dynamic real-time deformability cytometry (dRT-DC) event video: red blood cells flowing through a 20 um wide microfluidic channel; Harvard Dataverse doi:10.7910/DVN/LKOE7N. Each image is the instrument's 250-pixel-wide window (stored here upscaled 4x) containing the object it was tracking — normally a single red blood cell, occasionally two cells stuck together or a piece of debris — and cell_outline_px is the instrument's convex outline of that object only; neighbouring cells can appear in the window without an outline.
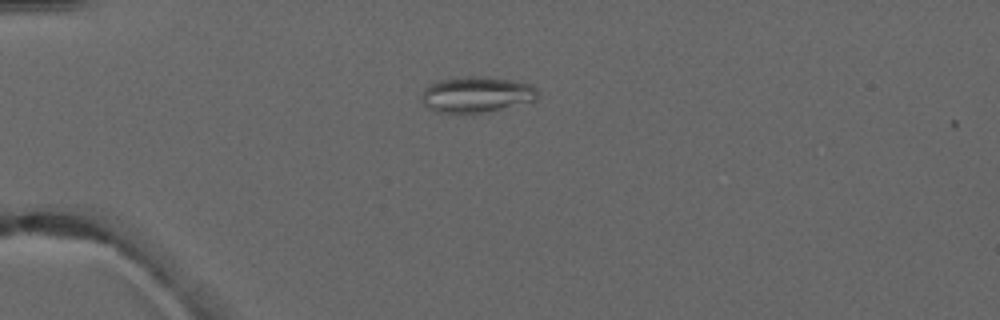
{"species": "common noctule bat (a hibernating species)", "species_latin": "Nyctalus noctula", "temperature_condition": "warm", "stored_images_in_passage": 4, "camera_frame_rate_fps": 3000, "um_per_image_px": 0.085, "animal": {"sex": "male", "forearm_length_mm": 52.5}, "frame": {"image": 1, "passage_image": 2, "time_ms": 1.0, "image_size_px": [1000, 320], "cell_outline_px": [[536, 100], [472, 116], [436, 112], [428, 108], [424, 104], [420, 96], [424, 88], [428, 84], [440, 80], [472, 76], [488, 76], [516, 80], [532, 84], [536, 88]], "centroid_in_image_um": [40.47, 8.06], "position_along_channel_um": 44.5, "area_um2": 25.09}}